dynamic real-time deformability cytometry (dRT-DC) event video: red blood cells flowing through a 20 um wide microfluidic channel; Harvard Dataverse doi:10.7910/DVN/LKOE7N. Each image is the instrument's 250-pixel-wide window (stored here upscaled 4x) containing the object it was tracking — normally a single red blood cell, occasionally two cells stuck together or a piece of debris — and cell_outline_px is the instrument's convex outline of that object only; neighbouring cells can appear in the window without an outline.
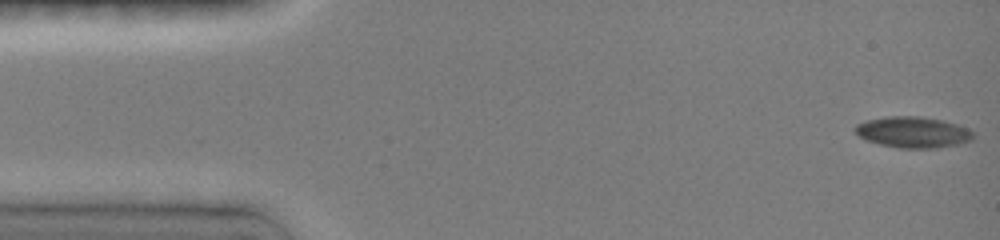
{"species": "common noctule bat (a hibernating species)", "species_latin": "Nyctalus noctula", "temperature_condition": "room temperature", "stored_images_in_passage": 32, "camera_frame_rate_fps": 3000, "um_per_image_px": 0.085, "animal": {"sex": "female", "body_mass_g": 19.0, "forearm_length_mm": 51.5}, "frame": {"image": 1, "passage_image": 1, "time_ms": 0.0, "image_size_px": [1000, 240], "cell_outline_px": [[976, 136], [972, 140], [956, 144], [936, 148], [900, 148], [880, 144], [864, 140], [852, 128], [856, 124], [868, 120], [884, 116], [920, 116], [940, 120], [956, 124], [968, 128]], "centroid_in_image_um": [77.58, 11.23], "position_along_channel_um": 7.4, "area_um2": 21.39}}
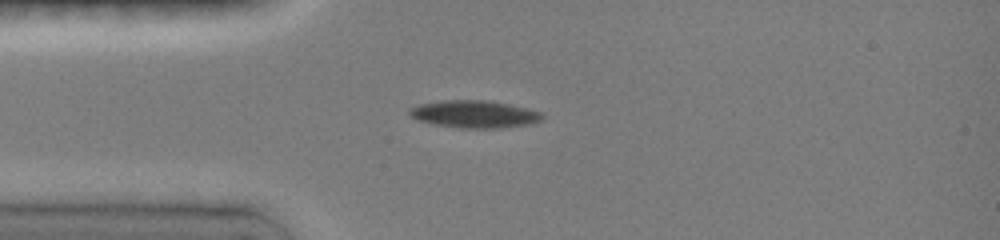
{"frame": {"image": 2, "passage_image": 25, "time_ms": 3.667, "image_size_px": [1000, 240], "cell_outline_px": [[544, 120], [532, 124], [500, 128], [460, 128], [436, 124], [416, 120], [408, 116], [408, 108], [420, 104], [440, 100], [488, 100], [528, 108], [544, 112]], "centroid_in_image_um": [40.35, 9.7], "position_along_channel_um": 44.7, "area_um2": 21.62}}